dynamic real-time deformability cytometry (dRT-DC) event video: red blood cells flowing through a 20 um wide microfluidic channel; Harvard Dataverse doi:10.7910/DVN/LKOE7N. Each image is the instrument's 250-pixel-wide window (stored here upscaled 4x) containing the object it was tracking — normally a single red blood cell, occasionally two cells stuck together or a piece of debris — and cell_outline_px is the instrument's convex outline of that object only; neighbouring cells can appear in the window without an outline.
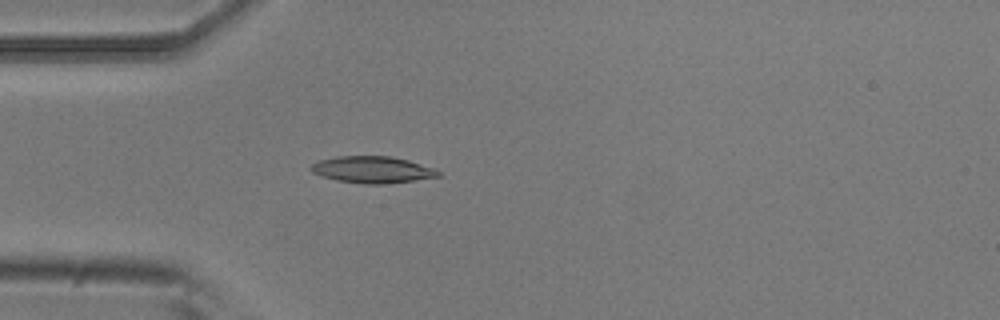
{"species": "common noctule bat (a hibernating species)", "species_latin": "Nyctalus noctula", "temperature_condition": "room temperature", "stored_images_in_passage": 2, "camera_frame_rate_fps": 3000, "um_per_image_px": 0.085, "animal": {"sex": "male", "body_mass_g": 20.5, "forearm_length_mm": 52.5}, "frame": {"image": 1, "passage_image": 2, "time_ms": 0.333, "image_size_px": [1000, 320], "cell_outline_px": [[440, 176], [384, 184], [364, 184], [336, 180], [320, 176], [312, 172], [308, 168], [312, 164], [320, 160], [336, 156], [388, 156], [408, 160], [432, 168], [440, 172]], "centroid_in_image_um": [31.58, 14.42], "position_along_channel_um": 53.4, "area_um2": 19.65}}